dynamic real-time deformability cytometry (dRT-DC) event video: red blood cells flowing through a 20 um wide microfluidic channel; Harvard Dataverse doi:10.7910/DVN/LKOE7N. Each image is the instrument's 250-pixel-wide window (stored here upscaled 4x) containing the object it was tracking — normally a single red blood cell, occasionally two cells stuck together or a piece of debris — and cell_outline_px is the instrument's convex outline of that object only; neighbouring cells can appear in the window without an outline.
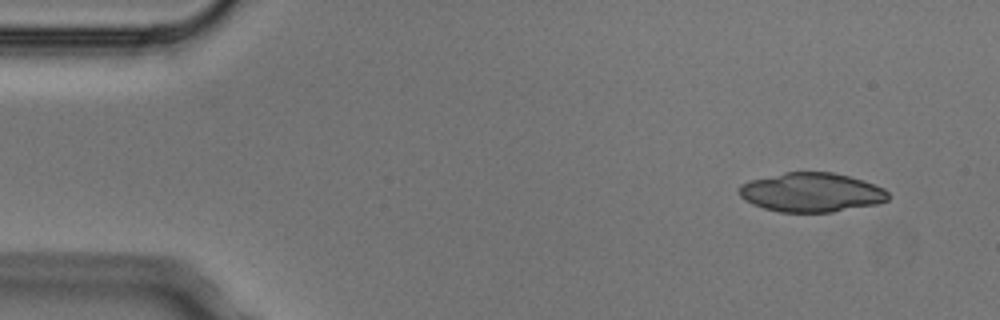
{"species": "Egyptian fruit bat (a non-hibernating species)", "species_latin": "Rousettus aegyptiacus", "temperature_condition": "cold", "stored_images_in_passage": 4, "camera_frame_rate_fps": 3000, "um_per_image_px": 0.085, "animal": {"sex": "male"}, "frame": {"image": 1, "passage_image": 1, "time_ms": 0.0, "image_size_px": [1000, 320], "cell_outline_px": [[888, 200], [880, 204], [832, 212], [780, 212], [764, 208], [752, 204], [744, 200], [740, 196], [736, 188], [740, 184], [752, 180], [784, 172], [832, 172], [848, 176], [884, 188], [888, 192]], "centroid_in_image_um": [68.95, 16.36], "position_along_channel_um": 16.1, "area_um2": 34.1}}